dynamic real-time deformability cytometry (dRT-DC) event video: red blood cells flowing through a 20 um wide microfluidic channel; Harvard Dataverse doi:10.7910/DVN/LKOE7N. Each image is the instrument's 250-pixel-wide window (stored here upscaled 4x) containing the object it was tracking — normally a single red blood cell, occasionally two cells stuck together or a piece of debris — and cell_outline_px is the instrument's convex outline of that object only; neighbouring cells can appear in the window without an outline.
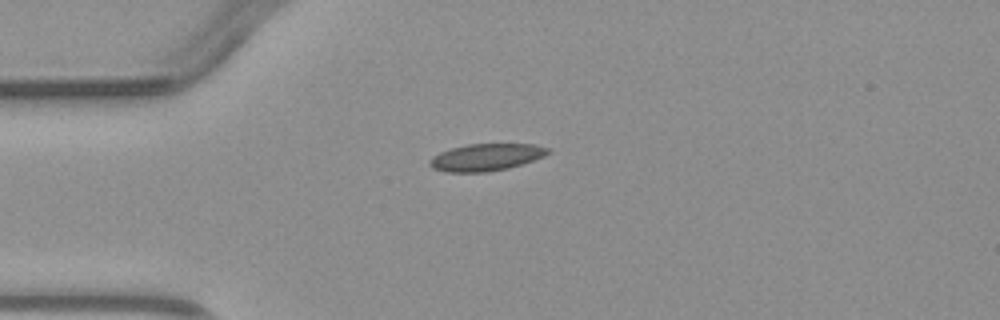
{"species": "common noctule bat (a hibernating species)", "species_latin": "Nyctalus noctula", "temperature_condition": "warm", "stored_images_in_passage": 2, "camera_frame_rate_fps": 3000, "um_per_image_px": 0.085, "animal": {"sex": "male", "body_mass_g": 23.1, "forearm_length_mm": 52.7}, "frame": {"image": 1, "passage_image": 1, "time_ms": 0.0, "image_size_px": [1000, 320], "cell_outline_px": [[552, 152], [544, 156], [508, 168], [488, 172], [444, 172], [432, 168], [428, 164], [428, 160], [432, 156], [440, 152], [452, 148], [468, 144], [536, 144], [548, 148]], "centroid_in_image_um": [41.29, 13.37], "position_along_channel_um": 43.7, "area_um2": 18.73}}